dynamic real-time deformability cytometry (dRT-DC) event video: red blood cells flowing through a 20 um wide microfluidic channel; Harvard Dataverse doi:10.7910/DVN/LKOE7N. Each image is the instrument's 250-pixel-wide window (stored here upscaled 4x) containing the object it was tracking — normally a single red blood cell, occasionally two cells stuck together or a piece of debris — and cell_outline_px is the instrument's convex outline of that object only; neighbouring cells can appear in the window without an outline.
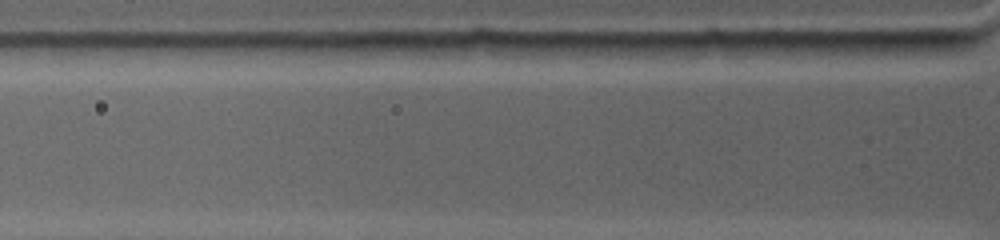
{"species": "common noctule bat (a hibernating species)", "species_latin": "Nyctalus noctula", "temperature_condition": "warm", "stored_images_in_passage": 3, "camera_frame_rate_fps": 4500, "um_per_image_px": 0.085, "animal": {"sex": "female", "body_mass_g": 19.0, "forearm_length_mm": 53.3}, "frame": {"image": 1, "passage_image": 2, "time_ms": 0.222, "image_size_px": [1000, 240], "cell_outline_px": [[668, 44], [664, 56], [656, 60], [536, 60], [516, 44], [564, 40]], "centroid_in_image_um": [50.46, 4.3], "position_along_channel_um": 75.3, "area_um2": 18.21}}